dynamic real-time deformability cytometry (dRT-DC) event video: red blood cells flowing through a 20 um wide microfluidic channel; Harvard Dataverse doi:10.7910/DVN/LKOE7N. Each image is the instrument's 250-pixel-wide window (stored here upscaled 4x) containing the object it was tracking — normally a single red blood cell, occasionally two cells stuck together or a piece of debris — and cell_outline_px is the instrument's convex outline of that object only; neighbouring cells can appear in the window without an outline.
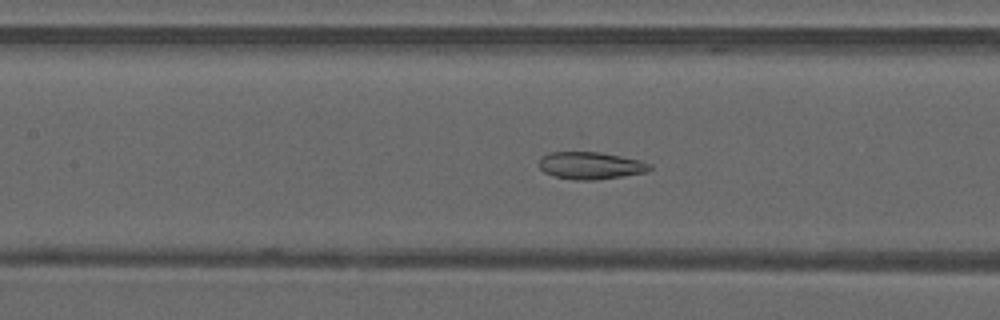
{"species": "common noctule bat (a hibernating species)", "species_latin": "Nyctalus noctula", "temperature_condition": "warm", "stored_images_in_passage": 49, "camera_frame_rate_fps": 3000, "um_per_image_px": 0.085, "animal": {"sex": "male", "forearm_length_mm": 52.5}, "frame": {"image": 1, "passage_image": 23, "time_ms": 7.333, "image_size_px": [1000, 320], "cell_outline_px": [[652, 168], [648, 172], [596, 180], [576, 180], [556, 176], [544, 172], [540, 168], [540, 156], [548, 152], [580, 148], [640, 160], [652, 164]], "centroid_in_image_um": [50.17, 14.01], "position_along_channel_um": 157.2, "area_um2": 18.38}}
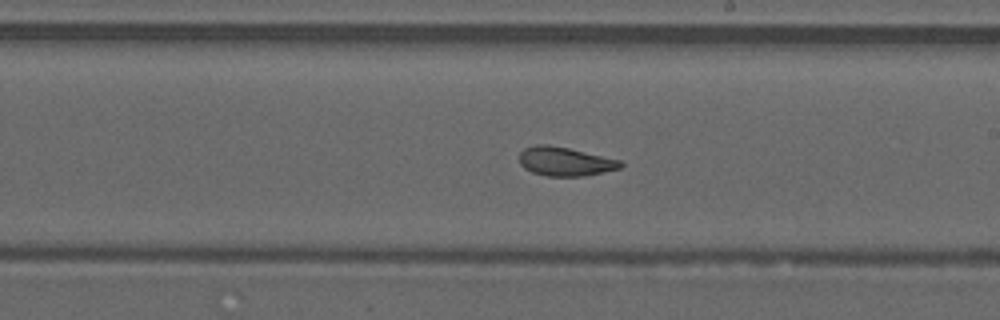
{"frame": {"image": 2, "passage_image": 29, "time_ms": 9.333, "image_size_px": [1000, 320], "cell_outline_px": [[624, 164], [620, 168], [588, 176], [548, 176], [532, 172], [524, 168], [520, 164], [520, 152], [524, 148], [536, 144], [548, 144], [568, 148], [620, 160]], "centroid_in_image_um": [48.02, 13.73], "position_along_channel_um": 241.0, "area_um2": 17.05}}
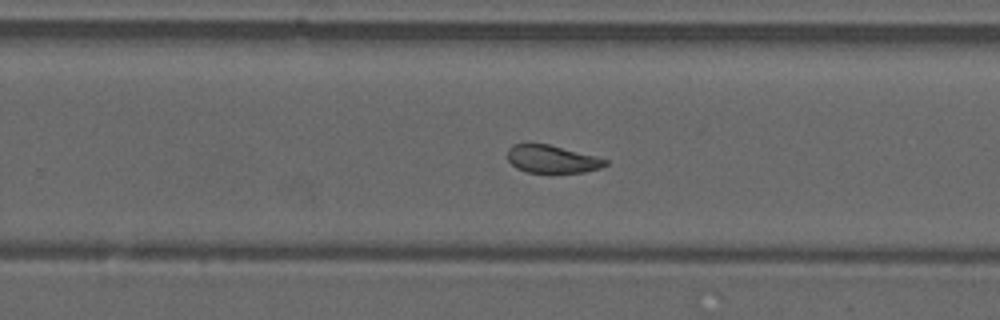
{"frame": {"image": 3, "passage_image": 32, "time_ms": 10.333, "image_size_px": [1000, 320], "cell_outline_px": [[608, 164], [600, 168], [584, 172], [528, 172], [516, 168], [508, 160], [508, 148], [512, 144], [548, 144], [608, 160]], "centroid_in_image_um": [46.89, 13.53], "position_along_channel_um": 282.9, "area_um2": 15.49}, "authors_computed_cell_mechanics": {"area_um2": 19.9988, "velocity_mm_per_s": 4.2051, "shape_relaxation_time_tau1_ms": null, "shape_relaxation_time_tau2_ms": 0.9554, "deformation_change_tau1": null, "deformation_change_tau2": 0.0721}}